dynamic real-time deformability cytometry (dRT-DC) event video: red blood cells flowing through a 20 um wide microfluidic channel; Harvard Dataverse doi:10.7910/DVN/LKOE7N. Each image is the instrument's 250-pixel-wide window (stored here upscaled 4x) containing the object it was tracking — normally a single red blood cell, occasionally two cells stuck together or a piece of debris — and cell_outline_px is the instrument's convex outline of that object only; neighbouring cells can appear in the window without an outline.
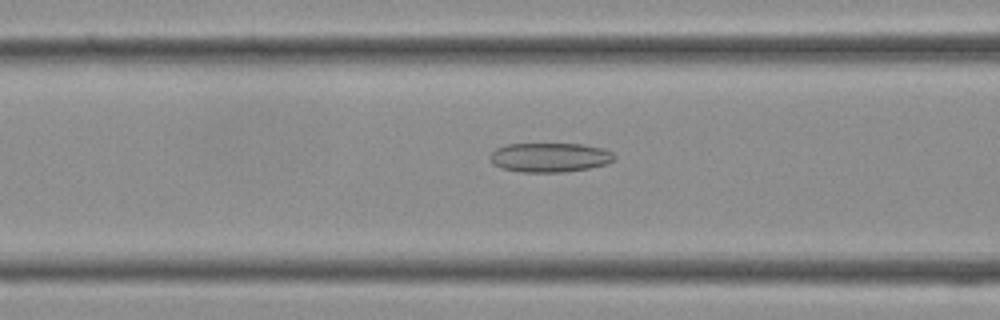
{"species": "Egyptian fruit bat (a non-hibernating species)", "species_latin": "Rousettus aegyptiacus", "temperature_condition": "cold", "stored_images_in_passage": 36, "camera_frame_rate_fps": 3000, "um_per_image_px": 0.085, "frame": {"image": 1, "passage_image": 14, "time_ms": 4.333, "image_size_px": [1000, 320], "cell_outline_px": [[616, 156], [608, 164], [588, 168], [564, 172], [520, 172], [500, 168], [492, 164], [488, 156], [496, 148], [508, 144], [580, 144], [604, 148], [612, 152]], "centroid_in_image_um": [46.71, 13.38], "position_along_channel_um": 119.9, "area_um2": 21.39}}
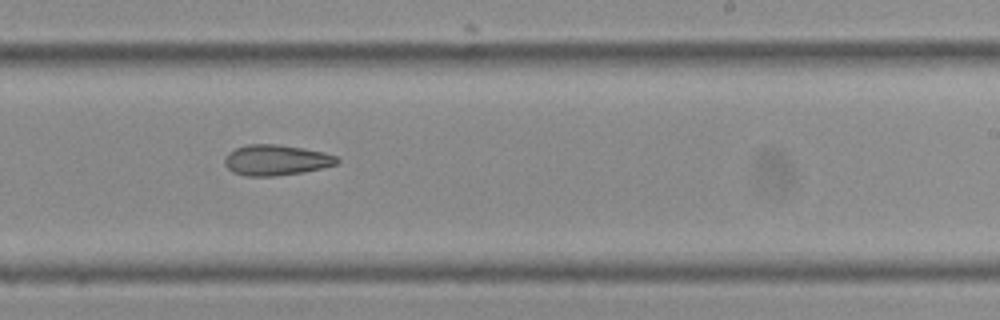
{"frame": {"image": 2, "passage_image": 22, "time_ms": 7.0, "image_size_px": [1000, 320], "cell_outline_px": [[340, 160], [336, 164], [324, 168], [304, 172], [272, 176], [244, 176], [232, 172], [224, 164], [224, 160], [228, 152], [236, 148], [248, 144], [276, 144], [304, 148], [336, 156]], "centroid_in_image_um": [23.44, 13.61], "position_along_channel_um": 265.6, "area_um2": 20.06}}
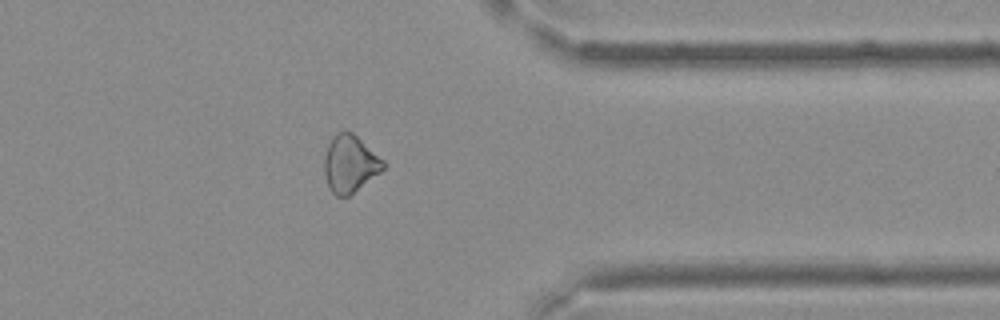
{"frame": {"image": 3, "passage_image": 29, "time_ms": 9.333, "image_size_px": [1000, 320], "cell_outline_px": [[384, 168], [380, 172], [348, 196], [336, 196], [332, 192], [328, 184], [324, 172], [324, 156], [328, 144], [332, 136], [336, 132], [352, 132], [384, 160]], "centroid_in_image_um": [29.72, 13.91], "position_along_channel_um": 381.7, "area_um2": 19.36}}